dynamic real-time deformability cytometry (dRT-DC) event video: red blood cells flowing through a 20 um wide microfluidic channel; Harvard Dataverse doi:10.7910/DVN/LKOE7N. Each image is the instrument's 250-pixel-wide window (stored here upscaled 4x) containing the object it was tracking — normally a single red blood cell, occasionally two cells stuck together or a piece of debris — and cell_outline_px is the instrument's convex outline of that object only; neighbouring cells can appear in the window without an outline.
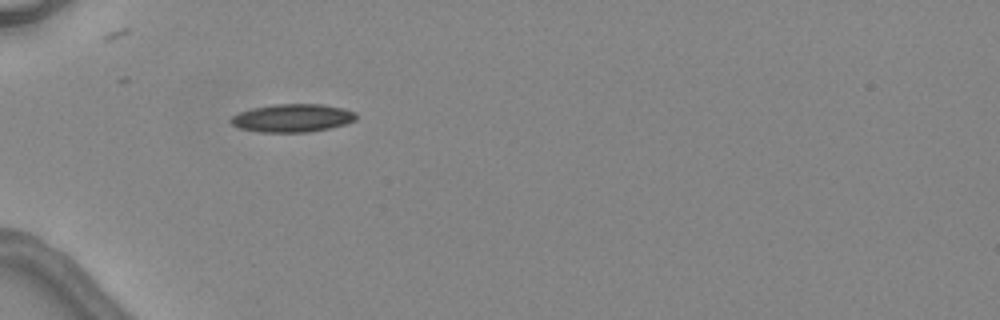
{"species": "common noctule bat (a hibernating species)", "species_latin": "Nyctalus noctula", "temperature_condition": "warm", "stored_images_in_passage": 3, "camera_frame_rate_fps": 3000, "um_per_image_px": 0.085, "animal": {"sex": "female", "body_mass_g": 24.6, "forearm_length_mm": 56.2}, "frame": {"image": 1, "passage_image": 1, "time_ms": 0.0, "image_size_px": [1000, 320], "cell_outline_px": [[356, 120], [344, 124], [328, 128], [308, 132], [260, 132], [240, 128], [232, 124], [228, 120], [232, 116], [240, 112], [252, 108], [272, 104], [324, 104], [344, 108], [356, 112]], "centroid_in_image_um": [24.85, 10.02], "position_along_channel_um": 60.1, "area_um2": 20.52}}